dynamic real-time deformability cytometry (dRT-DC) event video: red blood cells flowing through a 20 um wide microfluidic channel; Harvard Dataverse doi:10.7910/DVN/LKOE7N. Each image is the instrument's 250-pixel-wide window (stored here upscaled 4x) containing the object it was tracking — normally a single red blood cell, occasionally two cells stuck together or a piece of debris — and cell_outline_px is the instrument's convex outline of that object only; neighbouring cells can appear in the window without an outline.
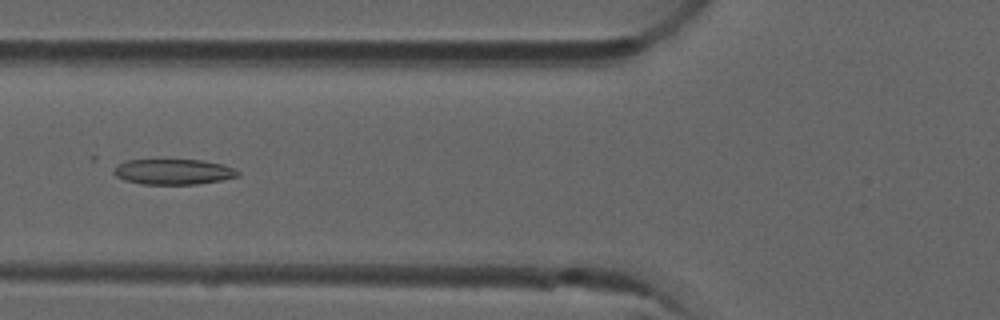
{"species": "common noctule bat (a hibernating species)", "species_latin": "Nyctalus noctula", "temperature_condition": "room temperature", "stored_images_in_passage": 51, "camera_frame_rate_fps": 3000, "um_per_image_px": 0.085, "animal": {"sex": "male", "forearm_length_mm": 52.5}, "frame": {"image": 1, "passage_image": 19, "time_ms": 6.0, "image_size_px": [1000, 320], "cell_outline_px": [[240, 176], [220, 180], [196, 184], [140, 184], [124, 180], [116, 176], [112, 172], [112, 168], [116, 164], [128, 160], [200, 160], [224, 164], [240, 172]], "centroid_in_image_um": [14.69, 14.6], "position_along_channel_um": 111.1, "area_um2": 18.5}}
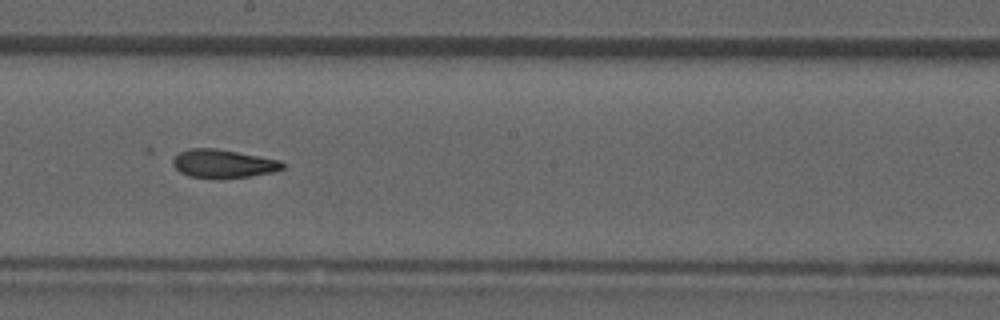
{"frame": {"image": 2, "passage_image": 28, "time_ms": 9.0, "image_size_px": [1000, 320], "cell_outline_px": [[284, 168], [272, 172], [248, 176], [188, 176], [180, 172], [172, 164], [172, 160], [180, 152], [188, 148], [216, 148], [280, 160], [284, 164]], "centroid_in_image_um": [18.96, 13.87], "position_along_channel_um": 229.2, "area_um2": 17.46}}
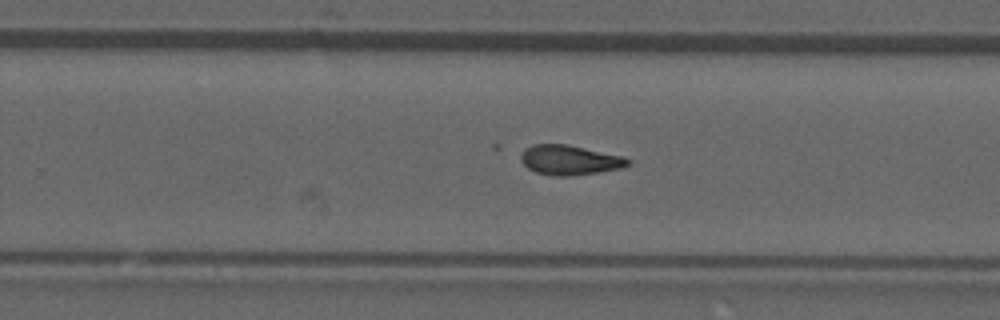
{"frame": {"image": 3, "passage_image": 32, "time_ms": 10.333, "image_size_px": [1000, 320], "cell_outline_px": [[632, 160], [624, 168], [600, 172], [572, 176], [552, 176], [536, 172], [528, 168], [520, 160], [520, 156], [524, 148], [532, 144], [568, 144], [624, 156]], "centroid_in_image_um": [48.44, 13.6], "position_along_channel_um": 281.4, "area_um2": 18.9}, "authors_computed_cell_mechanics": {"area_um2": 19.074, "velocity_mm_per_s": 3.9323, "shape_relaxation_time_tau1_ms": null, "shape_relaxation_time_tau2_ms": 2.6208, "deformation_change_tau1": null, "deformation_change_tau2": 0.102}}